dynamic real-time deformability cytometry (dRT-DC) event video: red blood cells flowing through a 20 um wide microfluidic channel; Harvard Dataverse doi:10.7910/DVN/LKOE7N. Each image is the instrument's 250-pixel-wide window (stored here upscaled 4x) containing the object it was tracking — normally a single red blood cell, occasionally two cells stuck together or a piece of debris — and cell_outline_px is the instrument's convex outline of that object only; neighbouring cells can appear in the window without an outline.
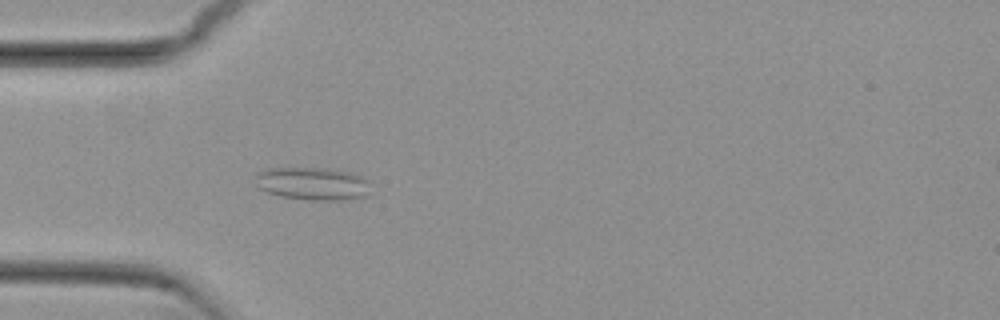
{"species": "common noctule bat (a hibernating species)", "species_latin": "Nyctalus noctula", "temperature_condition": "cold", "stored_images_in_passage": 53, "camera_frame_rate_fps": 3000, "um_per_image_px": 0.085, "animal": {"sex": "female", "body_mass_g": 29.2, "forearm_length_mm": 56.3}, "frame": {"image": 1, "passage_image": 15, "time_ms": 4.667, "image_size_px": [1000, 320], "cell_outline_px": [[368, 196], [340, 200], [312, 200], [280, 196], [268, 192], [260, 188], [256, 184], [256, 172], [268, 168], [324, 168], [352, 172], [368, 180]], "centroid_in_image_um": [26.57, 15.6], "position_along_channel_um": 58.4, "area_um2": 22.02}}
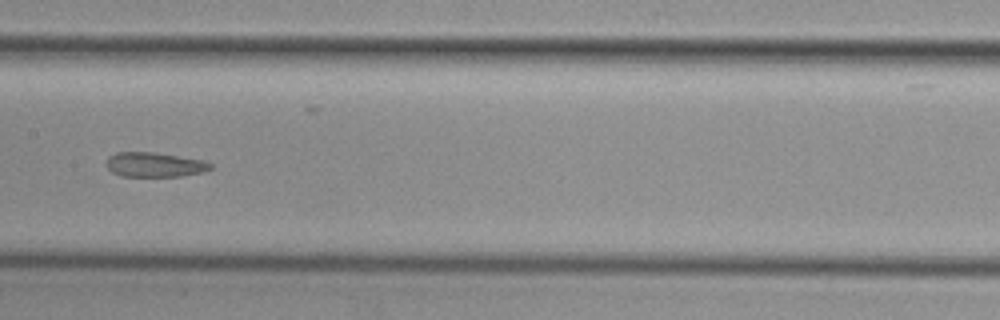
{"frame": {"image": 2, "passage_image": 26, "time_ms": 8.333, "image_size_px": [1000, 320], "cell_outline_px": [[212, 168], [204, 172], [180, 176], [120, 176], [112, 172], [104, 164], [108, 156], [116, 152], [152, 152], [204, 160], [212, 164]], "centroid_in_image_um": [13.11, 13.99], "position_along_channel_um": 194.3, "area_um2": 15.03}}
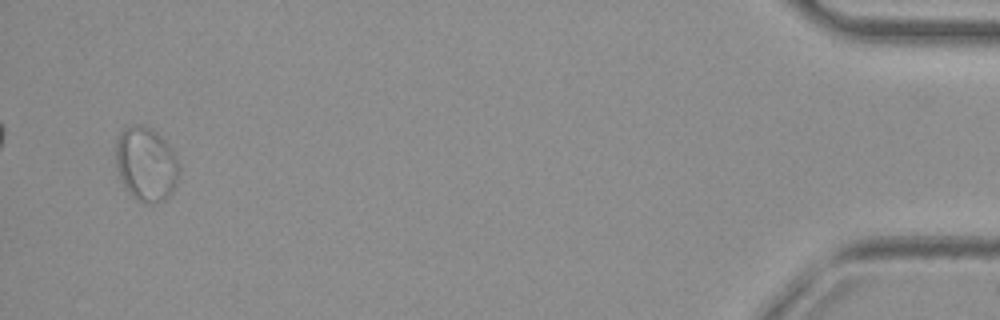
{"frame": {"image": 3, "passage_image": 51, "time_ms": 16.667, "image_size_px": [1000, 320], "cell_outline_px": [[180, 168], [176, 188], [164, 200], [156, 204], [144, 204], [136, 200], [124, 188], [120, 180], [116, 164], [116, 140], [120, 132], [124, 128], [136, 124], [140, 124], [152, 128], [168, 144], [176, 156], [180, 164]], "centroid_in_image_um": [12.42, 13.98], "position_along_channel_um": 422.8, "area_um2": 27.98}, "authors_computed_cell_mechanics": {"area_um2": 20.1144, "velocity_mm_per_s": 3.7993, "shape_relaxation_time_tau1_ms": null, "shape_relaxation_time_tau2_ms": 1.9347, "deformation_change_tau1": null, "deformation_change_tau2": 0.0644}}